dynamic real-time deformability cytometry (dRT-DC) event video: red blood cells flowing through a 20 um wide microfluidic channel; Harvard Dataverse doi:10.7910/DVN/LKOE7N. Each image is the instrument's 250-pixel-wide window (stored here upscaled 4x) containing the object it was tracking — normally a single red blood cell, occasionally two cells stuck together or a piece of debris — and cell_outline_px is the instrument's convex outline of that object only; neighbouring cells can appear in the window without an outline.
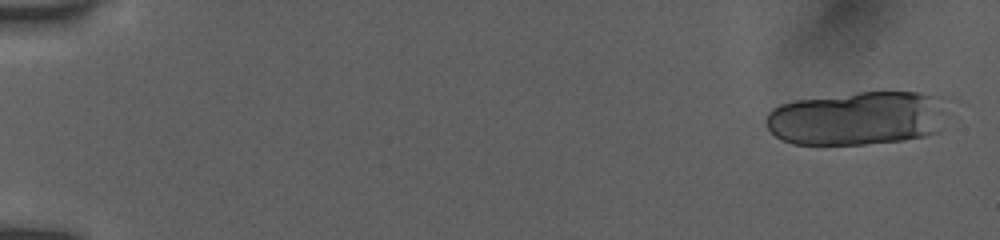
{"species": "human", "species_latin": "Homo sapiens", "temperature_condition": "room temperature", "stored_images_in_passage": 18, "camera_frame_rate_fps": 3000, "um_per_image_px": 0.085, "donor": {"sex": "female"}, "frame": {"image": 1, "passage_image": 1, "time_ms": 0.0, "image_size_px": [1000, 240], "cell_outline_px": [[960, 100], [940, 132], [924, 136], [904, 140], [864, 144], [792, 144], [776, 136], [764, 124], [764, 120], [768, 112], [772, 108], [780, 104], [796, 100], [860, 92], [920, 92], [952, 96]], "centroid_in_image_um": [73.16, 10.01], "position_along_channel_um": 11.8, "area_um2": 59.48}}